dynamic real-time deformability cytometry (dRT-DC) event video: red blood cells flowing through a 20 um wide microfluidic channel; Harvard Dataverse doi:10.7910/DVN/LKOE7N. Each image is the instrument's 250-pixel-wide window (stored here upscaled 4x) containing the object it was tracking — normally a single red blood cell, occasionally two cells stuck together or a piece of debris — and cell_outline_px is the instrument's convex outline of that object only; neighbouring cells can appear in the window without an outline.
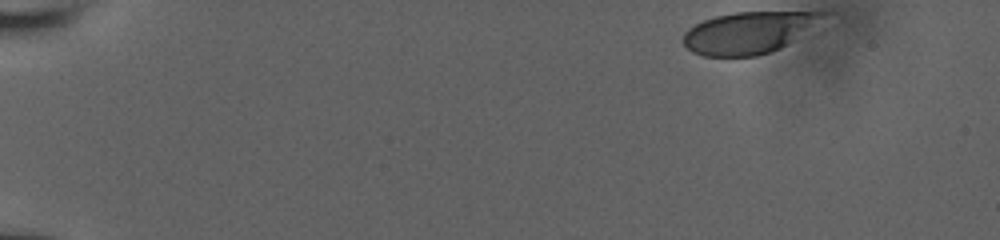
{"species": "human", "species_latin": "Homo sapiens", "temperature_condition": "room temperature", "stored_images_in_passage": 39, "camera_frame_rate_fps": 3000, "um_per_image_px": 0.085, "donor": {"sex": "male"}, "frame": {"image": 1, "passage_image": 1, "time_ms": 0.0, "image_size_px": [1000, 240], "cell_outline_px": [[824, 12], [780, 48], [772, 52], [756, 56], [704, 56], [692, 52], [684, 44], [684, 32], [688, 28], [704, 20], [716, 16], [736, 12]], "centroid_in_image_um": [63.41, 2.8], "position_along_channel_um": 21.6, "area_um2": 32.31}}
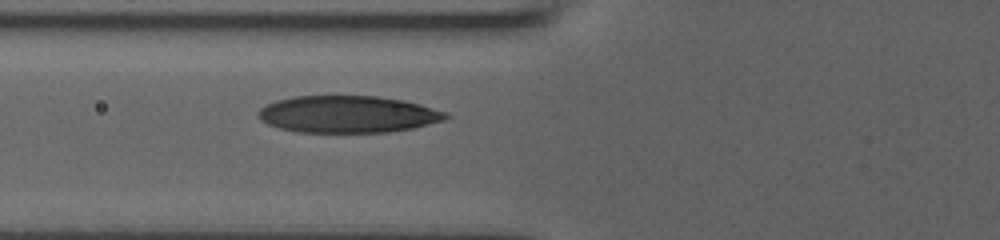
{"frame": {"image": 2, "passage_image": 27, "time_ms": 5.667, "image_size_px": [1000, 240], "cell_outline_px": [[452, 116], [444, 120], [412, 128], [388, 132], [296, 132], [280, 128], [268, 124], [260, 120], [260, 108], [276, 100], [292, 96], [376, 96], [404, 100], [420, 104], [444, 112]], "centroid_in_image_um": [29.57, 9.71], "position_along_channel_um": 96.2, "area_um2": 40.23}}
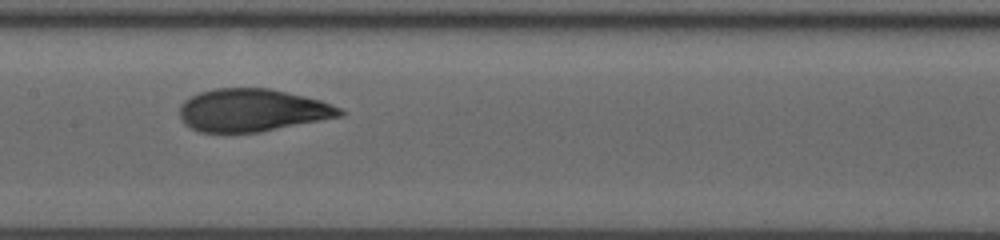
{"frame": {"image": 3, "passage_image": 38, "time_ms": 8.0, "image_size_px": [1000, 240], "cell_outline_px": [[344, 116], [256, 132], [200, 132], [184, 124], [180, 116], [180, 104], [184, 100], [200, 92], [216, 88], [268, 88], [304, 96], [320, 100], [340, 108], [344, 112]], "centroid_in_image_um": [21.42, 9.36], "position_along_channel_um": 186.0, "area_um2": 39.54}}